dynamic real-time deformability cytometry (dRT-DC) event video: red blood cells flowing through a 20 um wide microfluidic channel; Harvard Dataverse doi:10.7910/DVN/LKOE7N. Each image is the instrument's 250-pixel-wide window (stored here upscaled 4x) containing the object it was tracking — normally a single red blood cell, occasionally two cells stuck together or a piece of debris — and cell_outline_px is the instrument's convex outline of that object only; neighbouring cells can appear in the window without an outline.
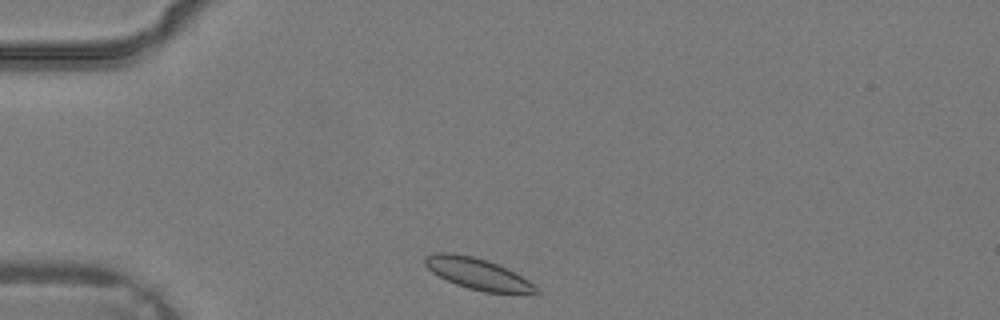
{"species": "common noctule bat (a hibernating species)", "species_latin": "Nyctalus noctula", "temperature_condition": "warm", "stored_images_in_passage": 29, "camera_frame_rate_fps": 3000, "um_per_image_px": 0.085, "animal": {"sex": "male", "body_mass_g": 19.2, "forearm_length_mm": 51.8}, "frame": {"image": 1, "passage_image": 1, "time_ms": 0.0, "image_size_px": [1000, 320], "cell_outline_px": [[540, 296], [536, 296], [484, 292], [468, 288], [456, 284], [432, 272], [424, 264], [424, 256], [436, 252], [452, 252], [472, 256], [488, 260], [508, 268], [528, 280], [540, 292]], "centroid_in_image_um": [40.69, 23.3], "position_along_channel_um": 44.3, "area_um2": 20.81}}
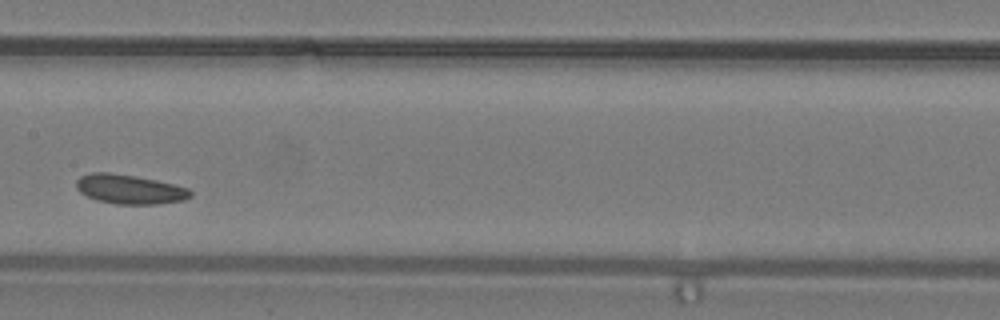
{"frame": {"image": 2, "passage_image": 11, "time_ms": 3.333, "image_size_px": [1000, 320], "cell_outline_px": [[192, 196], [184, 200], [160, 204], [116, 204], [96, 200], [80, 192], [76, 188], [76, 180], [80, 176], [92, 172], [108, 172], [156, 180], [188, 188], [192, 192]], "centroid_in_image_um": [11.01, 16.09], "position_along_channel_um": 196.4, "area_um2": 19.48}}
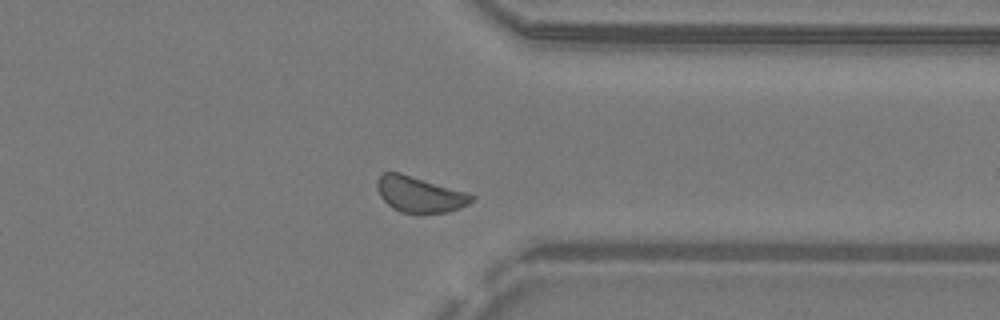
{"frame": {"image": 3, "passage_image": 21, "time_ms": 6.667, "image_size_px": [1000, 320], "cell_outline_px": [[476, 196], [468, 204], [460, 208], [448, 212], [400, 212], [392, 208], [380, 196], [376, 188], [376, 184], [380, 176], [384, 172], [400, 172], [464, 192]], "centroid_in_image_um": [35.63, 16.52], "position_along_channel_um": 375.8, "area_um2": 19.31}}